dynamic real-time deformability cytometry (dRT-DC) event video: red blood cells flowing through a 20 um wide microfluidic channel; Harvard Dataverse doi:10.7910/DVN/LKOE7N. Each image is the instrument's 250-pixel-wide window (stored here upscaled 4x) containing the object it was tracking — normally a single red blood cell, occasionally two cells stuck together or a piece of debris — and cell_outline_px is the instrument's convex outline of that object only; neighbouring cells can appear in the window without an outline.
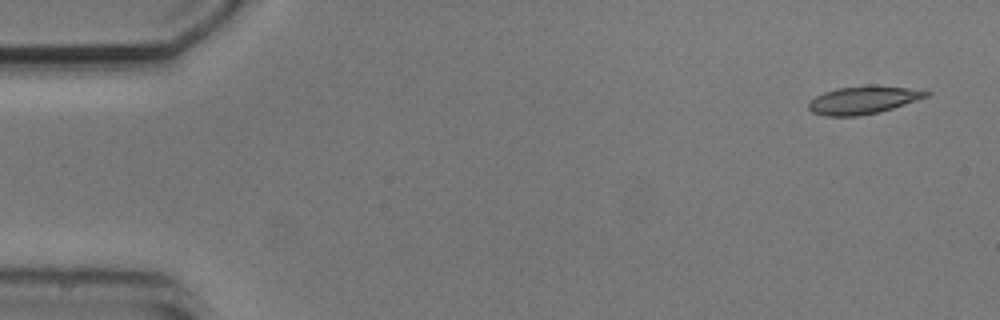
{"species": "common noctule bat (a hibernating species)", "species_latin": "Nyctalus noctula", "temperature_condition": "cold", "stored_images_in_passage": 7, "camera_frame_rate_fps": 3000, "um_per_image_px": 0.085, "animal": {"sex": "male", "body_mass_g": 20.5, "forearm_length_mm": 52.5}, "frame": {"image": 1, "passage_image": 1, "time_ms": 0.0, "image_size_px": [1000, 320], "cell_outline_px": [[932, 92], [928, 96], [880, 112], [856, 116], [824, 116], [812, 112], [808, 108], [808, 104], [816, 96], [824, 92], [836, 88], [872, 84], [908, 88]], "centroid_in_image_um": [73.35, 8.49], "position_along_channel_um": 11.6, "area_um2": 19.07}}
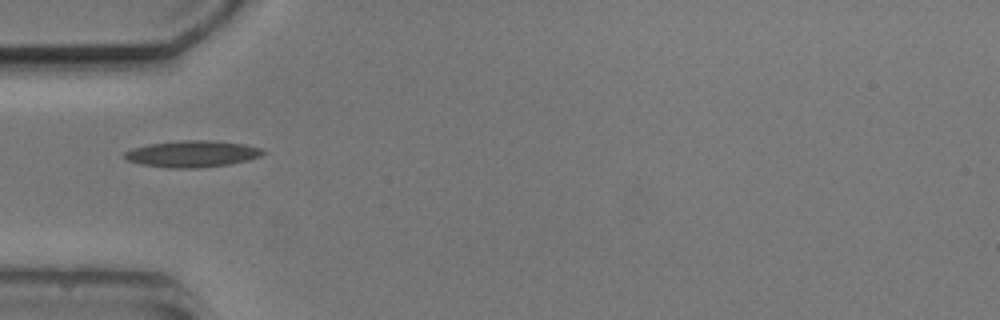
{"frame": {"image": 2, "passage_image": 4, "time_ms": 4.667, "image_size_px": [1000, 320], "cell_outline_px": [[268, 152], [260, 156], [248, 160], [228, 164], [196, 168], [168, 168], [144, 164], [128, 160], [124, 156], [124, 152], [132, 148], [148, 144], [184, 140], [212, 140], [244, 144], [260, 148]], "centroid_in_image_um": [16.36, 13.07], "position_along_channel_um": 68.6, "area_um2": 21.27}}